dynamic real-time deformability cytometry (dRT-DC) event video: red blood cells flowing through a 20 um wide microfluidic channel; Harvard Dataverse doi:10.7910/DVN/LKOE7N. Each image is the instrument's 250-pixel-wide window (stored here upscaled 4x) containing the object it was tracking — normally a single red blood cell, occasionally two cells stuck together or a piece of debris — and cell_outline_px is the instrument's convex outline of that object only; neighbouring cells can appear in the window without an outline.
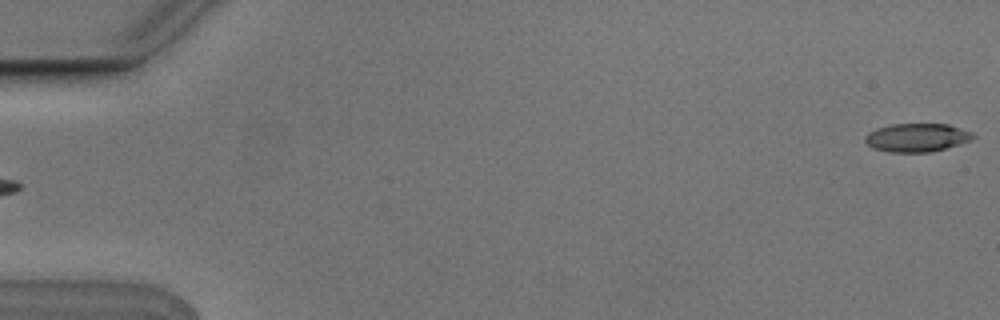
{"species": "Egyptian fruit bat (a non-hibernating species)", "species_latin": "Rousettus aegyptiacus", "temperature_condition": "cold", "stored_images_in_passage": 6, "segment_of_instrument_passage": [2, 2], "camera_frame_rate_fps": 3000, "um_per_image_px": 0.085, "animal": {"sex": "male"}, "frame": {"image": 1, "passage_image": 6, "time_ms": 1.667, "image_size_px": [1000, 320], "cell_outline_px": [[976, 136], [972, 140], [944, 148], [928, 152], [888, 152], [872, 148], [864, 140], [864, 136], [868, 132], [876, 128], [892, 124], [948, 124], [972, 132]], "centroid_in_image_um": [77.9, 11.69], "position_along_channel_um": 7.1, "area_um2": 17.86}}